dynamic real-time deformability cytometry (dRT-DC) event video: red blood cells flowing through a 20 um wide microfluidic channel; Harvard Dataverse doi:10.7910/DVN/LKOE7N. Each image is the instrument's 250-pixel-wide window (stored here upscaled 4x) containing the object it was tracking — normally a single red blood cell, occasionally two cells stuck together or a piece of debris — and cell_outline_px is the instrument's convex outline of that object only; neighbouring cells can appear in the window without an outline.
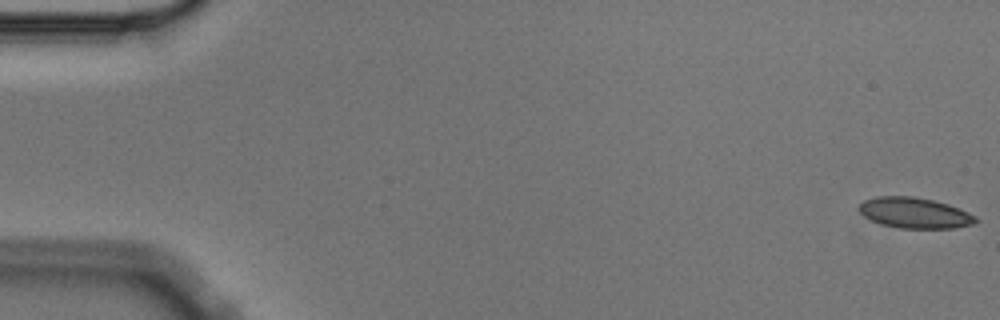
{"species": "Egyptian fruit bat (a non-hibernating species)", "species_latin": "Rousettus aegyptiacus", "temperature_condition": "cold", "stored_images_in_passage": 5, "camera_frame_rate_fps": 3000, "um_per_image_px": 0.085, "animal": {"sex": "male"}, "frame": {"image": 1, "passage_image": 1, "time_ms": 0.0, "image_size_px": [1000, 320], "cell_outline_px": [[980, 220], [976, 224], [952, 228], [900, 228], [880, 224], [864, 216], [860, 212], [860, 204], [864, 200], [876, 196], [912, 196], [932, 200], [948, 204], [968, 212], [976, 216]], "centroid_in_image_um": [77.78, 18.1], "position_along_channel_um": 7.2, "area_um2": 20.87}}
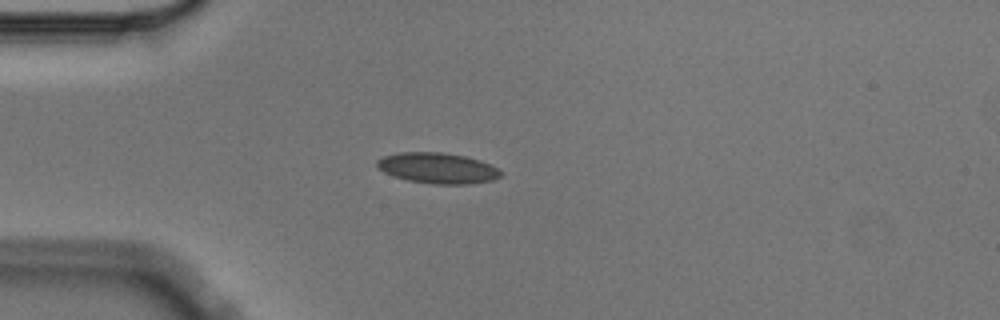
{"frame": {"image": 2, "passage_image": 5, "time_ms": 1.333, "image_size_px": [1000, 320], "cell_outline_px": [[504, 172], [500, 176], [492, 180], [472, 184], [432, 184], [408, 180], [392, 176], [384, 172], [376, 164], [376, 160], [384, 156], [396, 152], [444, 152], [468, 156], [492, 164]], "centroid_in_image_um": [37.23, 14.28], "position_along_channel_um": 47.8, "area_um2": 22.48}}